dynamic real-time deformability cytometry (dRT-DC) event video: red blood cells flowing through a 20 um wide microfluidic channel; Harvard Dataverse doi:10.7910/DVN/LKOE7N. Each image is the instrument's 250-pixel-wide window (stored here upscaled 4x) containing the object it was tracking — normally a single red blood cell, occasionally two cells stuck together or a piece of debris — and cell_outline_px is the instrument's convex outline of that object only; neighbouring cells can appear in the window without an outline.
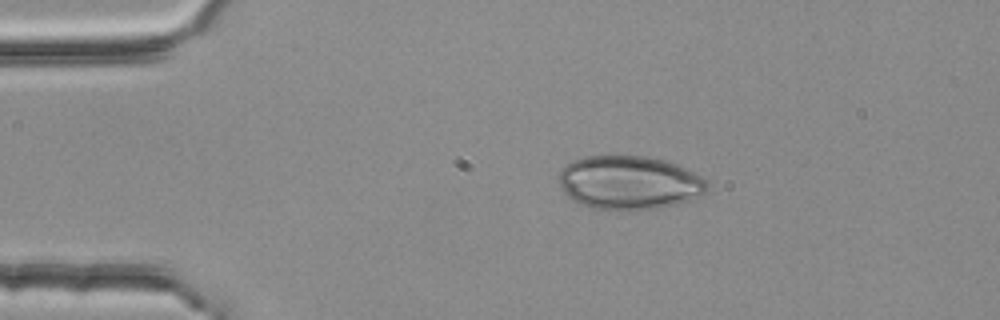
{"species": "common noctule bat (a hibernating species)", "species_latin": "Nyctalus noctula", "temperature_condition": "room temperature", "stored_images_in_passage": 2, "camera_frame_rate_fps": 3000, "um_per_image_px": 0.085, "animal": {"sex": "female", "body_mass_g": 25.1}, "frame": {"image": 1, "passage_image": 1, "time_ms": 0.0, "image_size_px": [1000, 320], "cell_outline_px": [[708, 188], [704, 192], [688, 200], [676, 204], [660, 208], [628, 212], [592, 208], [572, 200], [560, 188], [560, 172], [572, 160], [584, 156], [648, 156], [664, 160], [676, 164], [708, 180]], "centroid_in_image_um": [53.47, 15.54], "position_along_channel_um": 31.5, "area_um2": 46.64}}